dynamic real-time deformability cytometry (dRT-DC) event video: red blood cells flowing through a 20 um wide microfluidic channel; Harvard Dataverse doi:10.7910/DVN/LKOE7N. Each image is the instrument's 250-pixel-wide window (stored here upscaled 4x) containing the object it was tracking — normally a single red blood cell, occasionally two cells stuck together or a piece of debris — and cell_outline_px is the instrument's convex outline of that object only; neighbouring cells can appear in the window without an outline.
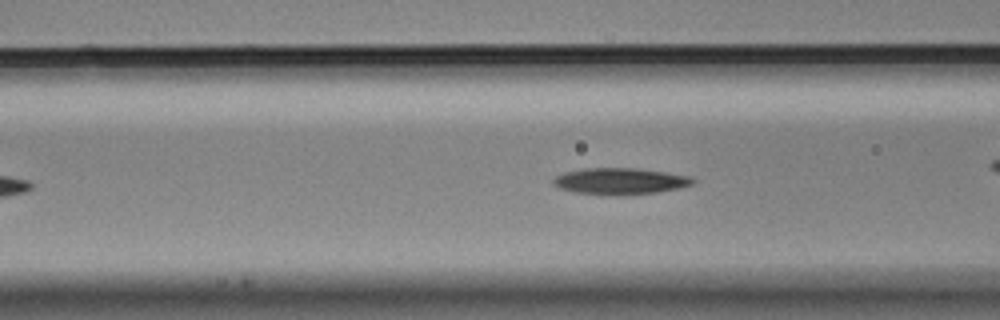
{"species": "Egyptian fruit bat (a non-hibernating species)", "species_latin": "Rousettus aegyptiacus", "temperature_condition": "cold", "stored_images_in_passage": 42, "camera_frame_rate_fps": 3000, "um_per_image_px": 0.085, "animal": {"sex": "male"}, "frame": {"image": 1, "passage_image": 7, "time_ms": 2.0, "image_size_px": [1000, 320], "cell_outline_px": [[696, 180], [692, 184], [680, 188], [656, 192], [620, 196], [616, 196], [572, 192], [560, 188], [552, 184], [552, 180], [556, 176], [564, 172], [584, 168], [636, 168], [692, 176]], "centroid_in_image_um": [52.69, 15.41], "position_along_channel_um": 113.9, "area_um2": 21.73}}
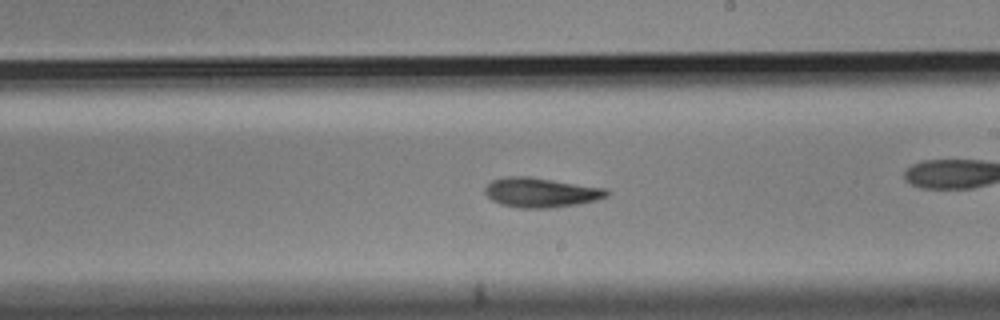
{"frame": {"image": 2, "passage_image": 18, "time_ms": 5.667, "image_size_px": [1000, 320], "cell_outline_px": [[608, 196], [596, 200], [576, 204], [548, 208], [516, 208], [500, 204], [492, 200], [484, 192], [484, 188], [492, 180], [504, 176], [528, 176], [608, 188]], "centroid_in_image_um": [45.96, 16.35], "position_along_channel_um": 243.0, "area_um2": 21.15}, "authors_computed_cell_mechanics": {"area_um2": 21.2993, "velocity_mm_per_s": 3.5244, "shape_relaxation_time_tau1_ms": 4.1063, "shape_relaxation_time_tau2_ms": 5.2879, "deformation_change_tau1": 0.1377, "deformation_change_tau2": 0.1393}}